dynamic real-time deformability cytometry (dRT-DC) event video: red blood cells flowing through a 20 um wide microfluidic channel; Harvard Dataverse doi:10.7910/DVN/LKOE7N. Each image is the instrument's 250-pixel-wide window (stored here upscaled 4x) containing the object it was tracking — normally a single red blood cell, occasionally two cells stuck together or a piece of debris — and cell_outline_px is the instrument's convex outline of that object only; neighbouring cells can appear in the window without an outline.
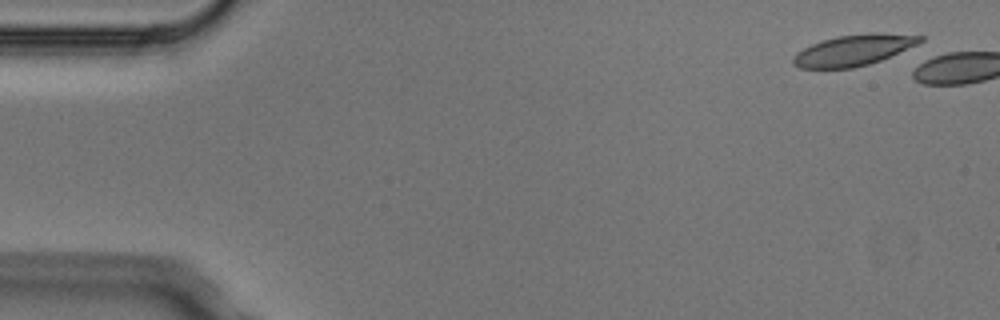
{"species": "Egyptian fruit bat (a non-hibernating species)", "species_latin": "Rousettus aegyptiacus", "temperature_condition": "cold", "stored_images_in_passage": 2, "camera_frame_rate_fps": 3000, "um_per_image_px": 0.085, "animal": {"sex": "male"}, "frame": {"image": 1, "passage_image": 1, "time_ms": 0.0, "image_size_px": [1000, 320], "cell_outline_px": [[924, 40], [916, 44], [880, 60], [868, 64], [852, 68], [800, 68], [792, 64], [792, 56], [796, 52], [812, 44], [836, 36], [872, 32], [880, 32], [924, 36]], "centroid_in_image_um": [72.52, 4.25], "position_along_channel_um": 12.5, "area_um2": 22.77}}